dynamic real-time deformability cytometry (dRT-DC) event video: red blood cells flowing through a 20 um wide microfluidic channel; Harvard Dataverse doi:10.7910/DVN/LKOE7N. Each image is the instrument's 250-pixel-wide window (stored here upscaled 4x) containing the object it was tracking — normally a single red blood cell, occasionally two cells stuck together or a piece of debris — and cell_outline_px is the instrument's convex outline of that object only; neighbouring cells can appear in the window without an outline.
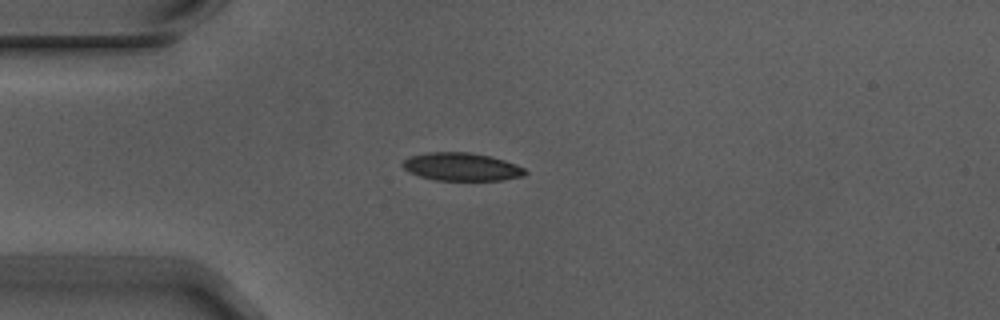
{"species": "Egyptian fruit bat (a non-hibernating species)", "species_latin": "Rousettus aegyptiacus", "temperature_condition": "warm", "stored_images_in_passage": 6, "camera_frame_rate_fps": 3000, "um_per_image_px": 0.085, "animal": {"sex": "male"}, "frame": {"image": 1, "passage_image": 3, "time_ms": 0.667, "image_size_px": [1000, 320], "cell_outline_px": [[528, 172], [524, 176], [504, 180], [436, 180], [420, 176], [408, 172], [400, 164], [408, 156], [428, 152], [468, 152], [488, 156], [504, 160], [516, 164], [524, 168]], "centroid_in_image_um": [39.22, 14.18], "position_along_channel_um": 45.8, "area_um2": 20.06}}
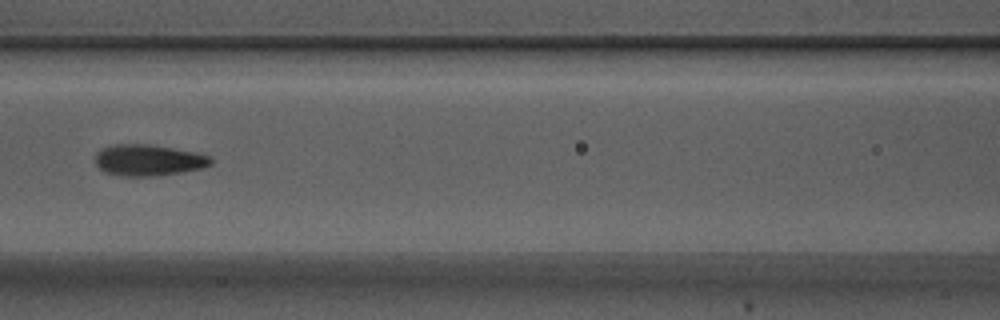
{"frame": {"image": 2, "passage_image": 6, "time_ms": 1.667, "image_size_px": [1000, 320], "cell_outline_px": [[212, 164], [204, 168], [160, 176], [124, 176], [104, 172], [96, 164], [96, 152], [100, 148], [116, 144], [148, 144], [196, 152], [208, 156], [212, 160]], "centroid_in_image_um": [12.61, 13.62], "position_along_channel_um": 154.0, "area_um2": 21.15}}